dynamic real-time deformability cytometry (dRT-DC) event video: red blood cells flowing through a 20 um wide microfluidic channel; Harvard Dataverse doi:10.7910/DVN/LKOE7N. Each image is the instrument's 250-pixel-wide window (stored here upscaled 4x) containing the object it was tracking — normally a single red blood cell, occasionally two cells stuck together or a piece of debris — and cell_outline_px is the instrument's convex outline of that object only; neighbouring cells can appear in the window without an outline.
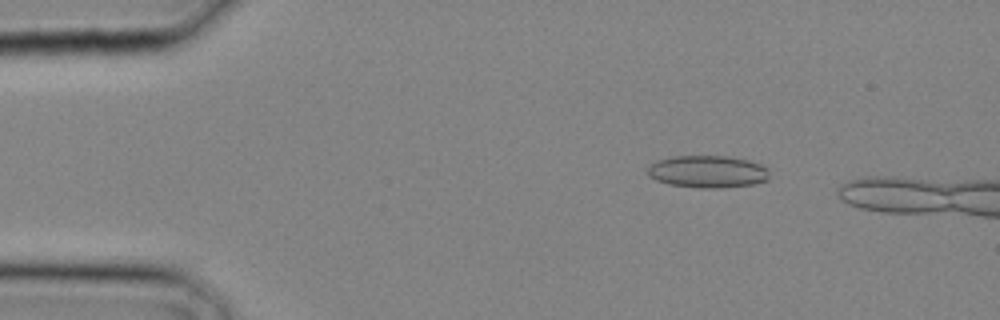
{"species": "common noctule bat (a hibernating species)", "species_latin": "Nyctalus noctula", "temperature_condition": "cold", "stored_images_in_passage": 7, "camera_frame_rate_fps": 3000, "um_per_image_px": 0.085, "animal": {"sex": "male", "body_mass_g": 20.4}, "frame": {"image": 1, "passage_image": 5, "time_ms": 1.333, "image_size_px": [1000, 320], "cell_outline_px": [[768, 180], [752, 184], [716, 188], [700, 188], [668, 184], [656, 180], [648, 176], [648, 168], [656, 160], [672, 156], [728, 156], [748, 160], [760, 164], [768, 168]], "centroid_in_image_um": [60.13, 14.58], "position_along_channel_um": 24.9, "area_um2": 22.89}}